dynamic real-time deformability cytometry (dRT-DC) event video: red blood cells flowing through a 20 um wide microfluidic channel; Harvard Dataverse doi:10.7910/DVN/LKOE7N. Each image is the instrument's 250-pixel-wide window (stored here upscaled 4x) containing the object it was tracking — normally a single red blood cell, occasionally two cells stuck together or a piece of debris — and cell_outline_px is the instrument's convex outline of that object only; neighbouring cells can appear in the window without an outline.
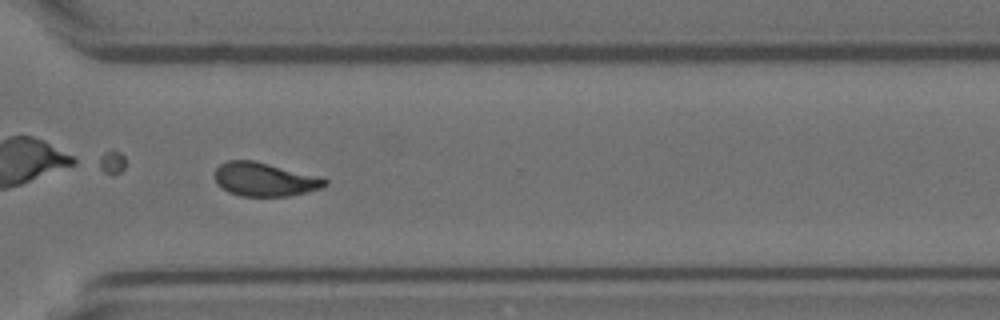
{"species": "Egyptian fruit bat (a non-hibernating species)", "species_latin": "Rousettus aegyptiacus", "temperature_condition": "room temperature", "stored_images_in_passage": 46, "camera_frame_rate_fps": 3000, "um_per_image_px": 0.085, "animal": {"sex": "female"}, "frame": {"image": 1, "passage_image": 33, "time_ms": 10.667, "image_size_px": [1000, 320], "cell_outline_px": [[328, 184], [320, 188], [288, 196], [240, 196], [228, 192], [216, 184], [216, 168], [220, 164], [228, 160], [252, 160], [320, 176], [328, 180]], "centroid_in_image_um": [22.48, 15.25], "position_along_channel_um": 348.1, "area_um2": 21.5}}
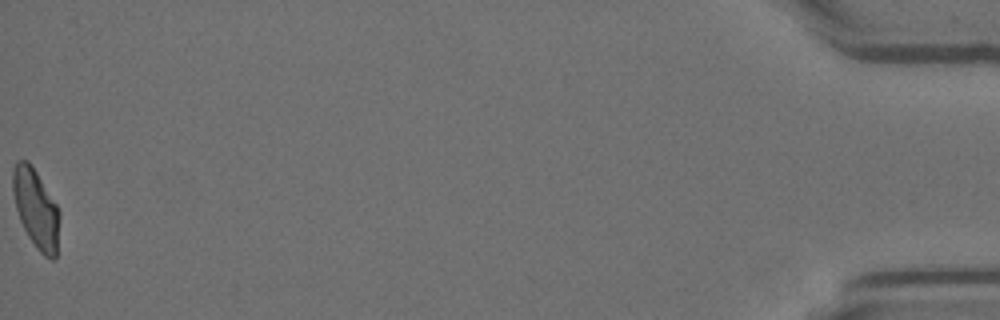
{"frame": {"image": 2, "passage_image": 46, "time_ms": 15.0, "image_size_px": [1000, 320], "cell_outline_px": [[60, 212], [56, 256], [52, 260], [44, 256], [36, 248], [28, 236], [20, 220], [16, 208], [12, 188], [12, 172], [16, 160], [28, 160], [36, 172], [56, 204]], "centroid_in_image_um": [3.05, 17.73], "position_along_channel_um": 432.2, "area_um2": 21.33}}